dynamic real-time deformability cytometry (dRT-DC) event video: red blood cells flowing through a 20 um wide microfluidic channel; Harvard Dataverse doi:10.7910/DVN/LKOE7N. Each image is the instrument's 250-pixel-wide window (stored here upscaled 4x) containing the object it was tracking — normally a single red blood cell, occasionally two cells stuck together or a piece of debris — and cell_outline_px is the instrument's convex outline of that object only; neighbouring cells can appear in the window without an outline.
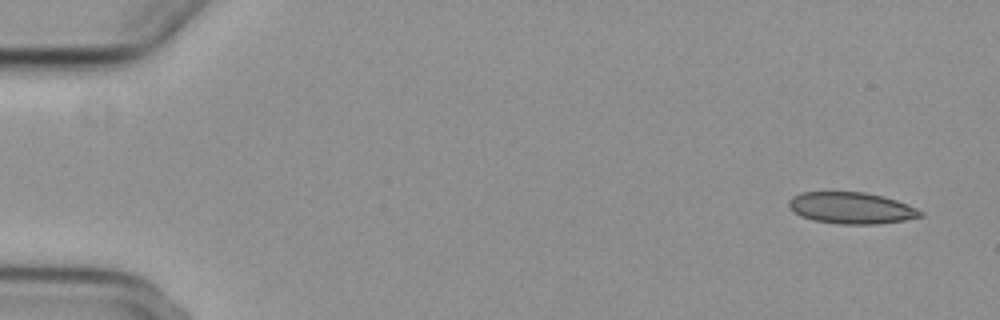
{"species": "common noctule bat (a hibernating species)", "species_latin": "Nyctalus noctula", "temperature_condition": "cold", "stored_images_in_passage": 4, "camera_frame_rate_fps": 3000, "um_per_image_px": 0.085, "animal": {"sex": "female", "body_mass_g": 29.2, "forearm_length_mm": 56.3}, "frame": {"image": 1, "passage_image": 1, "time_ms": 0.0, "image_size_px": [1000, 320], "cell_outline_px": [[924, 216], [904, 220], [876, 224], [840, 224], [812, 220], [800, 216], [792, 212], [788, 208], [788, 200], [792, 196], [800, 192], [864, 192], [884, 196], [908, 204], [924, 212]], "centroid_in_image_um": [72.33, 17.68], "position_along_channel_um": 12.7, "area_um2": 24.45}}
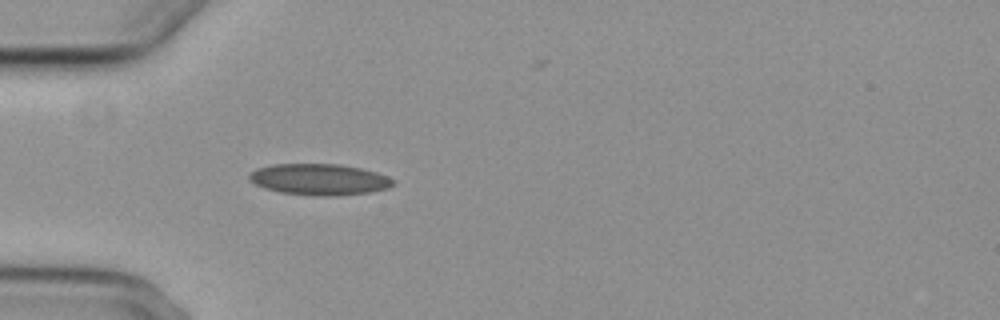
{"frame": {"image": 2, "passage_image": 4, "time_ms": 4.667, "image_size_px": [1000, 320], "cell_outline_px": [[396, 184], [388, 188], [372, 192], [336, 196], [312, 196], [280, 192], [264, 188], [248, 180], [248, 176], [256, 168], [272, 164], [340, 164], [360, 168], [376, 172], [388, 176], [396, 180]], "centroid_in_image_um": [27.17, 15.26], "position_along_channel_um": 57.8, "area_um2": 26.53}}